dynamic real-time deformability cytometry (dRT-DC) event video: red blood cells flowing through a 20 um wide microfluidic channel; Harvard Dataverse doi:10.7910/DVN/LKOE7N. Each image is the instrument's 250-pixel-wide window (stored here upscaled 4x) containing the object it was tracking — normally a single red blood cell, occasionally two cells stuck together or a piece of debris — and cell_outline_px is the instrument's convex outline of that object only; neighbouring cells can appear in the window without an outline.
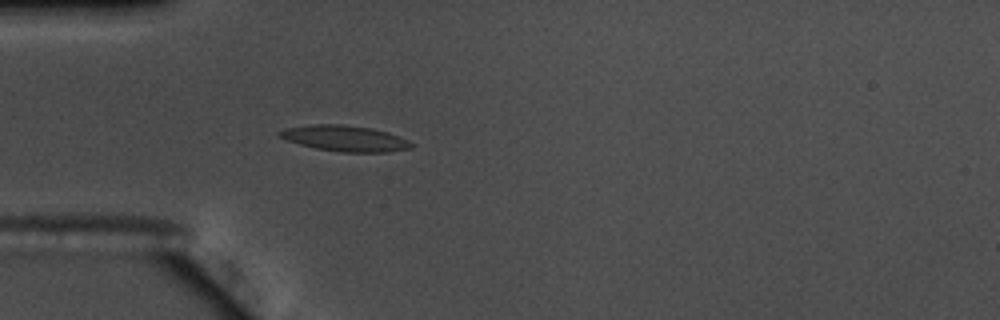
{"species": "common noctule bat (a hibernating species)", "species_latin": "Nyctalus noctula", "temperature_condition": "warm", "stored_images_in_passage": 32, "camera_frame_rate_fps": 3000, "um_per_image_px": 0.085, "animal": {"sex": "male", "body_mass_g": 17.5, "forearm_length_mm": 52.3}, "frame": {"image": 1, "passage_image": 6, "time_ms": 1.667, "image_size_px": [1000, 320], "cell_outline_px": [[416, 144], [412, 148], [388, 152], [340, 152], [316, 148], [300, 144], [288, 140], [280, 136], [276, 132], [288, 128], [316, 124], [340, 124], [368, 128], [388, 132], [400, 136]], "centroid_in_image_um": [29.39, 11.77], "position_along_channel_um": 55.6, "area_um2": 19.65}}
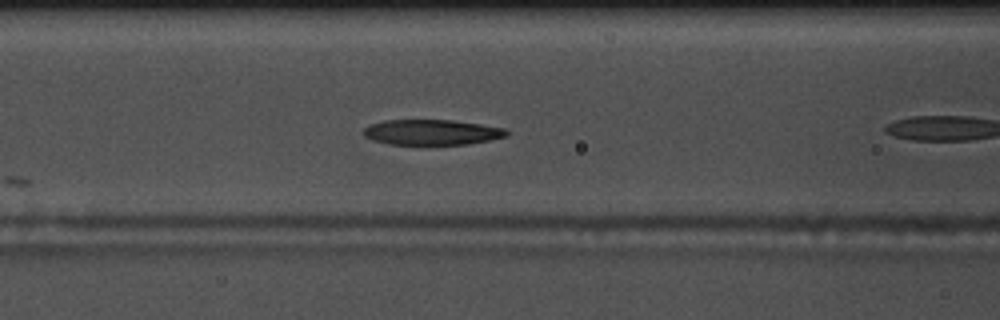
{"frame": {"image": 2, "passage_image": 9, "time_ms": 2.667, "image_size_px": [1000, 320], "cell_outline_px": [[512, 132], [508, 136], [468, 144], [424, 148], [420, 148], [388, 144], [372, 140], [364, 136], [364, 128], [368, 124], [384, 120], [452, 120], [480, 124], [504, 128]], "centroid_in_image_um": [36.67, 11.29], "position_along_channel_um": 129.9, "area_um2": 22.43}}